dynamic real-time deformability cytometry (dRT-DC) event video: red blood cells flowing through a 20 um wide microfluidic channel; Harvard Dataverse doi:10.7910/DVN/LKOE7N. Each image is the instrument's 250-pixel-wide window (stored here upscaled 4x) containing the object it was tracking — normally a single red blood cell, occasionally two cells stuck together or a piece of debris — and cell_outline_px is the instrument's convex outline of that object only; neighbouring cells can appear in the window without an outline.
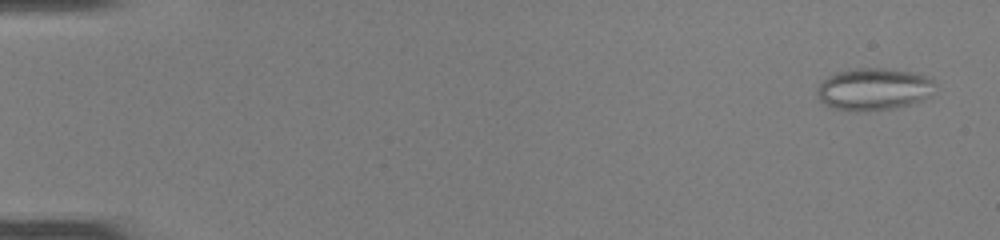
{"species": "common noctule bat (a hibernating species)", "species_latin": "Nyctalus noctula", "temperature_condition": "room temperature", "stored_images_in_passage": 48, "camera_frame_rate_fps": 3000, "um_per_image_px": 0.085, "animal": {"sex": "female", "body_mass_g": 22.0, "forearm_length_mm": 56.7}, "frame": {"image": 1, "passage_image": 1, "time_ms": 0.0, "image_size_px": [1000, 240], "cell_outline_px": [[932, 84], [928, 96], [912, 104], [896, 108], [860, 112], [848, 112], [832, 108], [824, 104], [816, 96], [816, 88], [828, 76], [836, 72], [856, 68], [884, 68], [912, 72], [932, 76]], "centroid_in_image_um": [74.2, 7.59], "position_along_channel_um": 10.8, "area_um2": 29.25}}
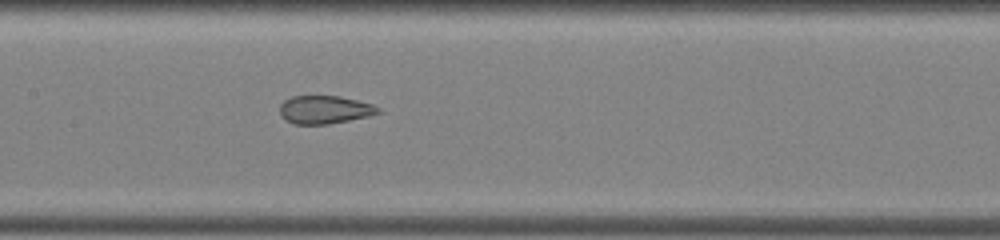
{"frame": {"image": 2, "passage_image": 24, "time_ms": 7.667, "image_size_px": [1000, 240], "cell_outline_px": [[380, 112], [368, 116], [328, 124], [292, 124], [284, 120], [280, 116], [280, 104], [284, 100], [292, 96], [340, 96], [372, 104], [380, 108]], "centroid_in_image_um": [27.54, 9.32], "position_along_channel_um": 179.9, "area_um2": 16.13}}
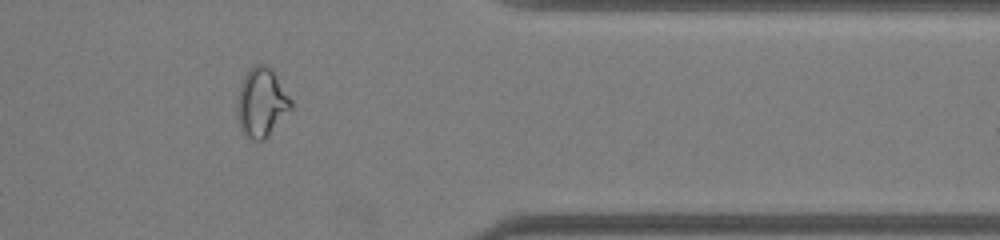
{"frame": {"image": 3, "passage_image": 40, "time_ms": 13.0, "image_size_px": [1000, 240], "cell_outline_px": [[292, 108], [268, 136], [264, 140], [252, 140], [240, 128], [236, 116], [236, 112], [240, 88], [244, 76], [256, 64], [264, 64], [276, 76], [292, 100]], "centroid_in_image_um": [22.23, 8.75], "position_along_channel_um": 389.2, "area_um2": 21.15}}